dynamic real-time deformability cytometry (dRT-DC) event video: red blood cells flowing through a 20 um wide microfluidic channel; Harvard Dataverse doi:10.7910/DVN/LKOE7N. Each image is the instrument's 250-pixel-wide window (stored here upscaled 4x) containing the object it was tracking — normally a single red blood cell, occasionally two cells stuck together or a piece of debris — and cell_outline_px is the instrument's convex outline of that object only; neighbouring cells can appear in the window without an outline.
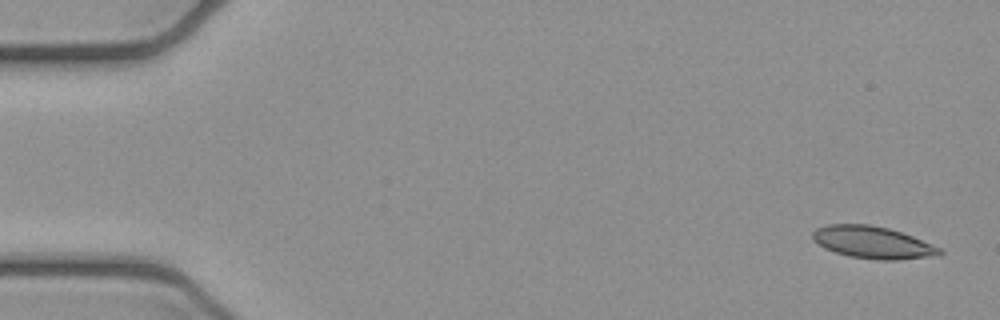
{"species": "common noctule bat (a hibernating species)", "species_latin": "Nyctalus noctula", "temperature_condition": "cold", "stored_images_in_passage": 6, "camera_frame_rate_fps": 3000, "um_per_image_px": 0.085, "animal": {"sex": "female", "body_mass_g": 21.9}, "frame": {"image": 1, "passage_image": 1, "time_ms": 0.0, "image_size_px": [1000, 320], "cell_outline_px": [[944, 252], [940, 256], [896, 260], [880, 260], [848, 256], [824, 248], [812, 240], [812, 232], [816, 228], [828, 224], [868, 224], [888, 228], [912, 236], [940, 248]], "centroid_in_image_um": [74.17, 20.61], "position_along_channel_um": 10.8, "area_um2": 23.87}}
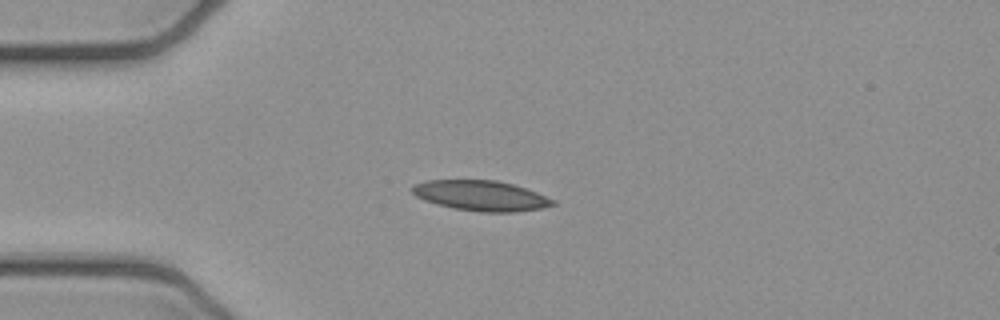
{"frame": {"image": 2, "passage_image": 4, "time_ms": 1.0, "image_size_px": [1000, 320], "cell_outline_px": [[556, 204], [540, 208], [516, 212], [480, 212], [452, 208], [436, 204], [424, 200], [416, 196], [412, 192], [412, 184], [428, 180], [496, 180], [512, 184], [536, 192], [556, 200]], "centroid_in_image_um": [40.86, 16.63], "position_along_channel_um": 44.1, "area_um2": 24.8}}
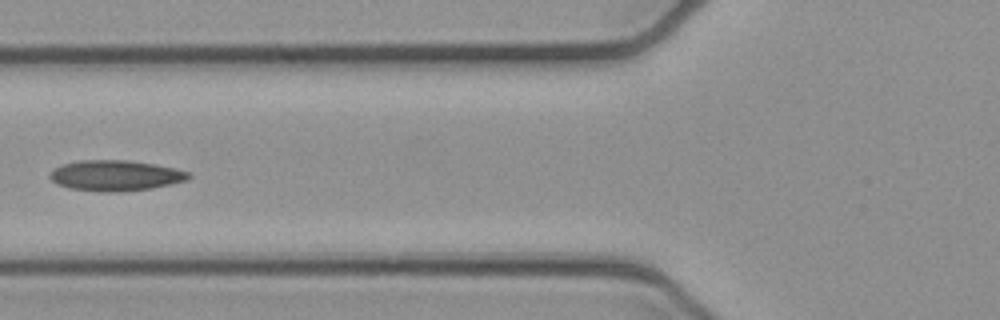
{"frame": {"image": 3, "passage_image": 6, "time_ms": 1.667, "image_size_px": [1000, 320], "cell_outline_px": [[192, 176], [188, 180], [152, 188], [120, 192], [100, 192], [68, 188], [56, 184], [48, 176], [56, 168], [64, 164], [80, 160], [124, 160], [152, 164], [176, 168], [188, 172]], "centroid_in_image_um": [9.82, 14.93], "position_along_channel_um": 116.0, "area_um2": 24.68}}